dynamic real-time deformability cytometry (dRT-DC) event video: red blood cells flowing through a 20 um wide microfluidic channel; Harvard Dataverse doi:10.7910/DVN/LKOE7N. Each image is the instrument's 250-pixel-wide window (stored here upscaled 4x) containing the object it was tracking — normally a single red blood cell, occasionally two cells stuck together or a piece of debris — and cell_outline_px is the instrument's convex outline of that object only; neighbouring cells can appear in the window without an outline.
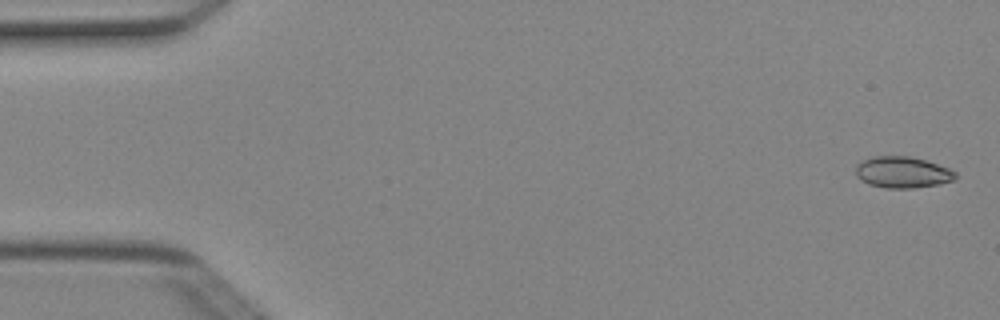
{"species": "Egyptian fruit bat (a non-hibernating species)", "species_latin": "Rousettus aegyptiacus", "temperature_condition": "cold", "stored_images_in_passage": 4, "camera_frame_rate_fps": 3000, "um_per_image_px": 0.085, "animal": {"sex": "female"}, "frame": {"image": 1, "passage_image": 1, "time_ms": 0.0, "image_size_px": [1000, 320], "cell_outline_px": [[956, 180], [940, 184], [912, 188], [884, 188], [868, 184], [860, 180], [856, 176], [856, 164], [872, 156], [912, 156], [948, 168], [956, 172]], "centroid_in_image_um": [76.7, 14.65], "position_along_channel_um": 8.3, "area_um2": 18.32}}
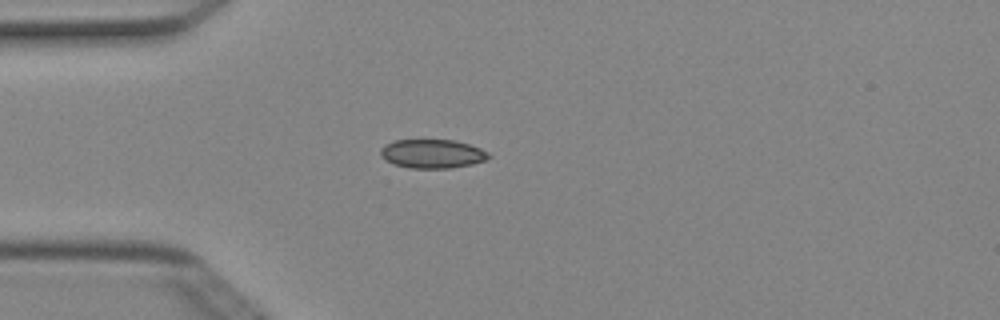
{"frame": {"image": 2, "passage_image": 4, "time_ms": 1.0, "image_size_px": [1000, 320], "cell_outline_px": [[492, 156], [484, 160], [472, 164], [448, 168], [408, 168], [396, 164], [380, 156], [380, 148], [384, 144], [396, 140], [456, 140], [480, 148], [488, 152]], "centroid_in_image_um": [36.74, 13.06], "position_along_channel_um": 48.3, "area_um2": 18.09}}